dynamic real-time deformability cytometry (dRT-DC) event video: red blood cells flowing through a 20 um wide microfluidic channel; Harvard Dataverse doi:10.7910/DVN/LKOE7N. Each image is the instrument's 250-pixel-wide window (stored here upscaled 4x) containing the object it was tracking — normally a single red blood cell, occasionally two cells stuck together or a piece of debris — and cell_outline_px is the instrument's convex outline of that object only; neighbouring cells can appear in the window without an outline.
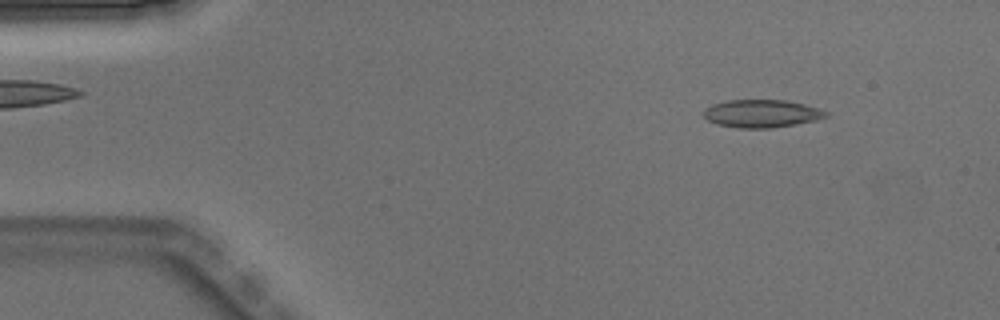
{"species": "Egyptian fruit bat (a non-hibernating species)", "species_latin": "Rousettus aegyptiacus", "temperature_condition": "warm", "stored_images_in_passage": 3, "camera_frame_rate_fps": 3000, "um_per_image_px": 0.085, "animal": {"sex": "male"}, "frame": {"image": 1, "passage_image": 1, "time_ms": 0.0, "image_size_px": [1000, 320], "cell_outline_px": [[828, 116], [816, 120], [796, 124], [772, 128], [736, 128], [716, 124], [708, 120], [704, 116], [704, 108], [712, 104], [728, 100], [788, 100], [820, 108], [828, 112]], "centroid_in_image_um": [64.75, 9.65], "position_along_channel_um": 20.3, "area_um2": 20.0}}